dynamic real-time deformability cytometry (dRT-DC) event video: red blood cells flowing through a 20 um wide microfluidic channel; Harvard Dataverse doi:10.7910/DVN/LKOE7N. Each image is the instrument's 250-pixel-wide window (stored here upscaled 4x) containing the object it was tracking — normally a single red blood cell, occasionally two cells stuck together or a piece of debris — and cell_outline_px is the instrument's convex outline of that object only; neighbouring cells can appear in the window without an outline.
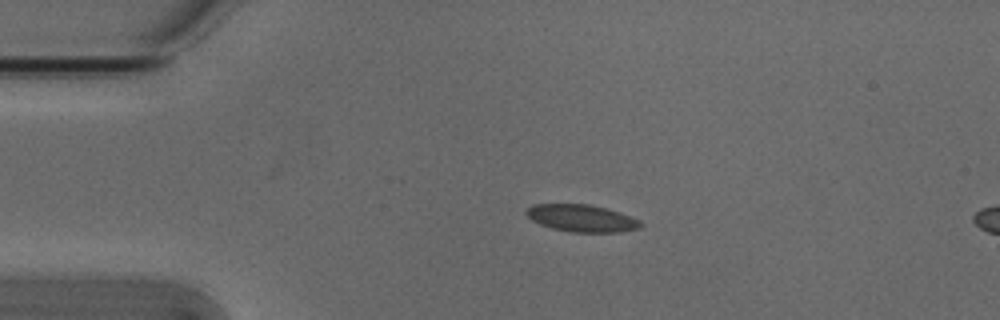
{"species": "Egyptian fruit bat (a non-hibernating species)", "species_latin": "Rousettus aegyptiacus", "temperature_condition": "cold", "stored_images_in_passage": 6, "camera_frame_rate_fps": 3000, "um_per_image_px": 0.085, "animal": {"sex": "male"}, "frame": {"image": 1, "passage_image": 1, "time_ms": 0.0, "image_size_px": [1000, 320], "cell_outline_px": [[644, 224], [640, 228], [620, 232], [572, 232], [552, 228], [540, 224], [532, 220], [524, 212], [532, 204], [588, 204], [620, 212], [640, 220]], "centroid_in_image_um": [49.46, 18.55], "position_along_channel_um": 35.5, "area_um2": 18.09}}